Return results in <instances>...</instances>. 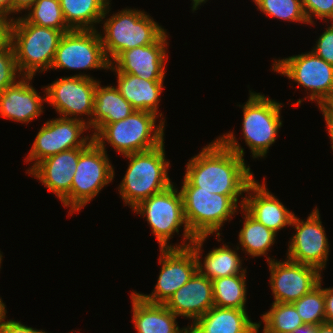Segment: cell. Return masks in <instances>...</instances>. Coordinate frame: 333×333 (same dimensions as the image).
Wrapping results in <instances>:
<instances>
[{"label":"cell","instance_id":"1","mask_svg":"<svg viewBox=\"0 0 333 333\" xmlns=\"http://www.w3.org/2000/svg\"><path fill=\"white\" fill-rule=\"evenodd\" d=\"M243 157L234 133L223 134L186 163L184 177L199 191L227 195L238 205L239 196L255 180Z\"/></svg>","mask_w":333,"mask_h":333},{"label":"cell","instance_id":"2","mask_svg":"<svg viewBox=\"0 0 333 333\" xmlns=\"http://www.w3.org/2000/svg\"><path fill=\"white\" fill-rule=\"evenodd\" d=\"M158 116L148 111L135 110L125 119L99 126L92 133L93 140L105 151L107 141L123 156L152 150L164 143L165 121L160 119V123L156 124Z\"/></svg>","mask_w":333,"mask_h":333},{"label":"cell","instance_id":"3","mask_svg":"<svg viewBox=\"0 0 333 333\" xmlns=\"http://www.w3.org/2000/svg\"><path fill=\"white\" fill-rule=\"evenodd\" d=\"M164 143L145 152L124 155L129 159L127 171L118 186L125 205L132 209L153 194L170 187V163L165 159Z\"/></svg>","mask_w":333,"mask_h":333},{"label":"cell","instance_id":"4","mask_svg":"<svg viewBox=\"0 0 333 333\" xmlns=\"http://www.w3.org/2000/svg\"><path fill=\"white\" fill-rule=\"evenodd\" d=\"M68 31L29 23L23 16L14 19L11 46L22 76L34 77L37 72L50 70L59 42Z\"/></svg>","mask_w":333,"mask_h":333},{"label":"cell","instance_id":"5","mask_svg":"<svg viewBox=\"0 0 333 333\" xmlns=\"http://www.w3.org/2000/svg\"><path fill=\"white\" fill-rule=\"evenodd\" d=\"M101 42L110 64L123 51L155 43L166 30L146 12L125 8L105 19Z\"/></svg>","mask_w":333,"mask_h":333},{"label":"cell","instance_id":"6","mask_svg":"<svg viewBox=\"0 0 333 333\" xmlns=\"http://www.w3.org/2000/svg\"><path fill=\"white\" fill-rule=\"evenodd\" d=\"M180 191L185 221L191 234L199 237L210 236L216 232L219 242V231L223 223L229 218L231 221L239 206L227 195L199 191V187H194L185 177Z\"/></svg>","mask_w":333,"mask_h":333},{"label":"cell","instance_id":"7","mask_svg":"<svg viewBox=\"0 0 333 333\" xmlns=\"http://www.w3.org/2000/svg\"><path fill=\"white\" fill-rule=\"evenodd\" d=\"M132 210L136 214L146 217L160 249L186 248L195 239L185 221L181 191H178L173 184L165 190L146 198ZM182 225H184L183 244L171 246L168 241L173 238L172 235L175 232H179Z\"/></svg>","mask_w":333,"mask_h":333},{"label":"cell","instance_id":"8","mask_svg":"<svg viewBox=\"0 0 333 333\" xmlns=\"http://www.w3.org/2000/svg\"><path fill=\"white\" fill-rule=\"evenodd\" d=\"M271 69L310 91L305 99L309 97L312 102L316 101L319 109L326 108L332 102L333 65L312 51L281 60L275 59Z\"/></svg>","mask_w":333,"mask_h":333},{"label":"cell","instance_id":"9","mask_svg":"<svg viewBox=\"0 0 333 333\" xmlns=\"http://www.w3.org/2000/svg\"><path fill=\"white\" fill-rule=\"evenodd\" d=\"M242 108V135L245 143L250 148L253 159L264 158L282 127V103L250 91V96Z\"/></svg>","mask_w":333,"mask_h":333},{"label":"cell","instance_id":"10","mask_svg":"<svg viewBox=\"0 0 333 333\" xmlns=\"http://www.w3.org/2000/svg\"><path fill=\"white\" fill-rule=\"evenodd\" d=\"M94 140L80 153L71 186V214L79 212L113 181L109 157Z\"/></svg>","mask_w":333,"mask_h":333},{"label":"cell","instance_id":"11","mask_svg":"<svg viewBox=\"0 0 333 333\" xmlns=\"http://www.w3.org/2000/svg\"><path fill=\"white\" fill-rule=\"evenodd\" d=\"M99 80L86 74H77L57 78L50 85L43 87L46 93V103L53 106L60 117L85 121L92 128L95 90ZM87 115L89 120L80 118ZM73 116V117H72Z\"/></svg>","mask_w":333,"mask_h":333},{"label":"cell","instance_id":"12","mask_svg":"<svg viewBox=\"0 0 333 333\" xmlns=\"http://www.w3.org/2000/svg\"><path fill=\"white\" fill-rule=\"evenodd\" d=\"M88 129L85 121L73 118L58 117L45 122L25 159L26 162L34 161L26 173L47 157L74 148H86L93 141V137L91 134V137L81 135Z\"/></svg>","mask_w":333,"mask_h":333},{"label":"cell","instance_id":"13","mask_svg":"<svg viewBox=\"0 0 333 333\" xmlns=\"http://www.w3.org/2000/svg\"><path fill=\"white\" fill-rule=\"evenodd\" d=\"M109 67L100 33L96 29H75L62 36L50 69L107 70Z\"/></svg>","mask_w":333,"mask_h":333},{"label":"cell","instance_id":"14","mask_svg":"<svg viewBox=\"0 0 333 333\" xmlns=\"http://www.w3.org/2000/svg\"><path fill=\"white\" fill-rule=\"evenodd\" d=\"M291 226L296 233L290 239L286 258L323 271L328 261L329 244L319 209L314 208L306 221L294 215Z\"/></svg>","mask_w":333,"mask_h":333},{"label":"cell","instance_id":"15","mask_svg":"<svg viewBox=\"0 0 333 333\" xmlns=\"http://www.w3.org/2000/svg\"><path fill=\"white\" fill-rule=\"evenodd\" d=\"M160 254L161 270L153 292L137 294L147 302L165 304L198 271V261L190 246L160 249Z\"/></svg>","mask_w":333,"mask_h":333},{"label":"cell","instance_id":"16","mask_svg":"<svg viewBox=\"0 0 333 333\" xmlns=\"http://www.w3.org/2000/svg\"><path fill=\"white\" fill-rule=\"evenodd\" d=\"M269 271L274 303H293L315 288L320 279L321 272L312 266L288 260L277 261L266 258Z\"/></svg>","mask_w":333,"mask_h":333},{"label":"cell","instance_id":"17","mask_svg":"<svg viewBox=\"0 0 333 333\" xmlns=\"http://www.w3.org/2000/svg\"><path fill=\"white\" fill-rule=\"evenodd\" d=\"M85 148L62 151L40 161L28 174L37 178L42 185L56 195L64 207H70L71 186L80 153Z\"/></svg>","mask_w":333,"mask_h":333},{"label":"cell","instance_id":"18","mask_svg":"<svg viewBox=\"0 0 333 333\" xmlns=\"http://www.w3.org/2000/svg\"><path fill=\"white\" fill-rule=\"evenodd\" d=\"M167 32L155 43L123 51L109 69L134 74L146 80H164L167 57Z\"/></svg>","mask_w":333,"mask_h":333},{"label":"cell","instance_id":"19","mask_svg":"<svg viewBox=\"0 0 333 333\" xmlns=\"http://www.w3.org/2000/svg\"><path fill=\"white\" fill-rule=\"evenodd\" d=\"M254 180L247 188L246 197H242L240 208H243L257 222L277 233L286 226H291L294 212L288 210L263 184ZM251 191V193H250ZM253 194V195H252Z\"/></svg>","mask_w":333,"mask_h":333},{"label":"cell","instance_id":"20","mask_svg":"<svg viewBox=\"0 0 333 333\" xmlns=\"http://www.w3.org/2000/svg\"><path fill=\"white\" fill-rule=\"evenodd\" d=\"M165 306L177 317L193 322L214 307L212 281L197 271L167 300Z\"/></svg>","mask_w":333,"mask_h":333},{"label":"cell","instance_id":"21","mask_svg":"<svg viewBox=\"0 0 333 333\" xmlns=\"http://www.w3.org/2000/svg\"><path fill=\"white\" fill-rule=\"evenodd\" d=\"M21 79V80H20ZM0 94V116L20 123H29L43 112L46 101L30 84L33 77L22 76Z\"/></svg>","mask_w":333,"mask_h":333},{"label":"cell","instance_id":"22","mask_svg":"<svg viewBox=\"0 0 333 333\" xmlns=\"http://www.w3.org/2000/svg\"><path fill=\"white\" fill-rule=\"evenodd\" d=\"M260 326L251 321L246 309L214 306L188 325V333H259Z\"/></svg>","mask_w":333,"mask_h":333},{"label":"cell","instance_id":"23","mask_svg":"<svg viewBox=\"0 0 333 333\" xmlns=\"http://www.w3.org/2000/svg\"><path fill=\"white\" fill-rule=\"evenodd\" d=\"M130 295L132 322L137 333H188V326L180 328L177 316L165 304L147 302L134 291Z\"/></svg>","mask_w":333,"mask_h":333},{"label":"cell","instance_id":"24","mask_svg":"<svg viewBox=\"0 0 333 333\" xmlns=\"http://www.w3.org/2000/svg\"><path fill=\"white\" fill-rule=\"evenodd\" d=\"M209 236H199L190 243V247L194 251L197 261H198V271L206 276L209 280H214L220 277H229L238 274H246V268L243 269L242 260L236 252L237 249L232 250L230 246L223 244V246L214 248L206 254V257L201 262L202 245L206 238ZM200 255V256H199Z\"/></svg>","mask_w":333,"mask_h":333},{"label":"cell","instance_id":"25","mask_svg":"<svg viewBox=\"0 0 333 333\" xmlns=\"http://www.w3.org/2000/svg\"><path fill=\"white\" fill-rule=\"evenodd\" d=\"M115 74H117L118 83L116 88L135 110L159 114L163 121L162 113H158V106L164 80H146L124 72Z\"/></svg>","mask_w":333,"mask_h":333},{"label":"cell","instance_id":"26","mask_svg":"<svg viewBox=\"0 0 333 333\" xmlns=\"http://www.w3.org/2000/svg\"><path fill=\"white\" fill-rule=\"evenodd\" d=\"M97 83L92 115V132L101 125L118 122L130 116L135 109L115 86Z\"/></svg>","mask_w":333,"mask_h":333},{"label":"cell","instance_id":"27","mask_svg":"<svg viewBox=\"0 0 333 333\" xmlns=\"http://www.w3.org/2000/svg\"><path fill=\"white\" fill-rule=\"evenodd\" d=\"M67 26L71 30H95L110 12V0H59Z\"/></svg>","mask_w":333,"mask_h":333},{"label":"cell","instance_id":"28","mask_svg":"<svg viewBox=\"0 0 333 333\" xmlns=\"http://www.w3.org/2000/svg\"><path fill=\"white\" fill-rule=\"evenodd\" d=\"M244 212L243 228L239 232V243L242 246V251L251 257L267 256V251L275 243L277 234L257 222L243 208Z\"/></svg>","mask_w":333,"mask_h":333},{"label":"cell","instance_id":"29","mask_svg":"<svg viewBox=\"0 0 333 333\" xmlns=\"http://www.w3.org/2000/svg\"><path fill=\"white\" fill-rule=\"evenodd\" d=\"M214 306L246 309V274L212 280Z\"/></svg>","mask_w":333,"mask_h":333},{"label":"cell","instance_id":"30","mask_svg":"<svg viewBox=\"0 0 333 333\" xmlns=\"http://www.w3.org/2000/svg\"><path fill=\"white\" fill-rule=\"evenodd\" d=\"M265 324L263 333H292L304 325L293 303H272L269 311L261 316Z\"/></svg>","mask_w":333,"mask_h":333},{"label":"cell","instance_id":"31","mask_svg":"<svg viewBox=\"0 0 333 333\" xmlns=\"http://www.w3.org/2000/svg\"><path fill=\"white\" fill-rule=\"evenodd\" d=\"M24 18L34 25L70 31L67 26L59 0H36Z\"/></svg>","mask_w":333,"mask_h":333},{"label":"cell","instance_id":"32","mask_svg":"<svg viewBox=\"0 0 333 333\" xmlns=\"http://www.w3.org/2000/svg\"><path fill=\"white\" fill-rule=\"evenodd\" d=\"M321 281L320 279L315 288L293 302L304 324L317 326L326 323L325 296Z\"/></svg>","mask_w":333,"mask_h":333},{"label":"cell","instance_id":"33","mask_svg":"<svg viewBox=\"0 0 333 333\" xmlns=\"http://www.w3.org/2000/svg\"><path fill=\"white\" fill-rule=\"evenodd\" d=\"M262 13L269 17L295 23L308 24L302 0H252Z\"/></svg>","mask_w":333,"mask_h":333},{"label":"cell","instance_id":"34","mask_svg":"<svg viewBox=\"0 0 333 333\" xmlns=\"http://www.w3.org/2000/svg\"><path fill=\"white\" fill-rule=\"evenodd\" d=\"M20 76L22 77L17 67L15 52L10 45L0 52V94L7 87L14 85Z\"/></svg>","mask_w":333,"mask_h":333},{"label":"cell","instance_id":"35","mask_svg":"<svg viewBox=\"0 0 333 333\" xmlns=\"http://www.w3.org/2000/svg\"><path fill=\"white\" fill-rule=\"evenodd\" d=\"M302 5L308 24L313 25L315 18L333 22V0H302Z\"/></svg>","mask_w":333,"mask_h":333},{"label":"cell","instance_id":"36","mask_svg":"<svg viewBox=\"0 0 333 333\" xmlns=\"http://www.w3.org/2000/svg\"><path fill=\"white\" fill-rule=\"evenodd\" d=\"M311 51L330 65H333V22L320 35Z\"/></svg>","mask_w":333,"mask_h":333},{"label":"cell","instance_id":"37","mask_svg":"<svg viewBox=\"0 0 333 333\" xmlns=\"http://www.w3.org/2000/svg\"><path fill=\"white\" fill-rule=\"evenodd\" d=\"M13 17L0 14V52L11 45Z\"/></svg>","mask_w":333,"mask_h":333},{"label":"cell","instance_id":"38","mask_svg":"<svg viewBox=\"0 0 333 333\" xmlns=\"http://www.w3.org/2000/svg\"><path fill=\"white\" fill-rule=\"evenodd\" d=\"M0 333H47L44 330H37L32 327H28L19 321L5 320L0 326Z\"/></svg>","mask_w":333,"mask_h":333},{"label":"cell","instance_id":"39","mask_svg":"<svg viewBox=\"0 0 333 333\" xmlns=\"http://www.w3.org/2000/svg\"><path fill=\"white\" fill-rule=\"evenodd\" d=\"M326 323L333 324V287L324 288Z\"/></svg>","mask_w":333,"mask_h":333},{"label":"cell","instance_id":"40","mask_svg":"<svg viewBox=\"0 0 333 333\" xmlns=\"http://www.w3.org/2000/svg\"><path fill=\"white\" fill-rule=\"evenodd\" d=\"M36 0H12L11 14L22 13L23 10H28Z\"/></svg>","mask_w":333,"mask_h":333},{"label":"cell","instance_id":"41","mask_svg":"<svg viewBox=\"0 0 333 333\" xmlns=\"http://www.w3.org/2000/svg\"><path fill=\"white\" fill-rule=\"evenodd\" d=\"M320 110L326 122L328 136L330 137V143L332 144L331 149L333 150V115L326 108Z\"/></svg>","mask_w":333,"mask_h":333},{"label":"cell","instance_id":"42","mask_svg":"<svg viewBox=\"0 0 333 333\" xmlns=\"http://www.w3.org/2000/svg\"><path fill=\"white\" fill-rule=\"evenodd\" d=\"M12 0H0V14L11 15Z\"/></svg>","mask_w":333,"mask_h":333},{"label":"cell","instance_id":"43","mask_svg":"<svg viewBox=\"0 0 333 333\" xmlns=\"http://www.w3.org/2000/svg\"><path fill=\"white\" fill-rule=\"evenodd\" d=\"M315 333H333V324L323 323L317 325Z\"/></svg>","mask_w":333,"mask_h":333},{"label":"cell","instance_id":"44","mask_svg":"<svg viewBox=\"0 0 333 333\" xmlns=\"http://www.w3.org/2000/svg\"><path fill=\"white\" fill-rule=\"evenodd\" d=\"M316 326L304 324L300 327H297L292 333H315Z\"/></svg>","mask_w":333,"mask_h":333},{"label":"cell","instance_id":"45","mask_svg":"<svg viewBox=\"0 0 333 333\" xmlns=\"http://www.w3.org/2000/svg\"><path fill=\"white\" fill-rule=\"evenodd\" d=\"M6 305L3 303V300L0 297V326L4 323V321L6 320V313L7 310L5 309Z\"/></svg>","mask_w":333,"mask_h":333},{"label":"cell","instance_id":"46","mask_svg":"<svg viewBox=\"0 0 333 333\" xmlns=\"http://www.w3.org/2000/svg\"><path fill=\"white\" fill-rule=\"evenodd\" d=\"M193 2V6H192V10L195 11V10H198L197 8H199V6H201V4L203 3H206L207 0H192Z\"/></svg>","mask_w":333,"mask_h":333},{"label":"cell","instance_id":"47","mask_svg":"<svg viewBox=\"0 0 333 333\" xmlns=\"http://www.w3.org/2000/svg\"><path fill=\"white\" fill-rule=\"evenodd\" d=\"M326 109L333 115V100L332 102L326 107Z\"/></svg>","mask_w":333,"mask_h":333},{"label":"cell","instance_id":"48","mask_svg":"<svg viewBox=\"0 0 333 333\" xmlns=\"http://www.w3.org/2000/svg\"><path fill=\"white\" fill-rule=\"evenodd\" d=\"M2 254H1V251H0V268H1V262H2Z\"/></svg>","mask_w":333,"mask_h":333}]
</instances>
